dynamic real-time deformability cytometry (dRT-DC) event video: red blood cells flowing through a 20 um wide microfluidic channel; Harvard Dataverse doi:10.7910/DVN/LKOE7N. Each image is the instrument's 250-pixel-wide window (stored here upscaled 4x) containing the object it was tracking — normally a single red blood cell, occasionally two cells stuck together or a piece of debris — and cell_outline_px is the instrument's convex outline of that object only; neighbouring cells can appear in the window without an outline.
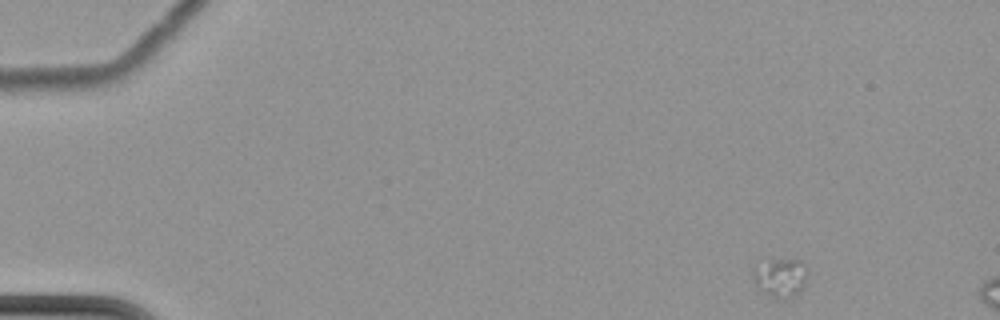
{"species": "common noctule bat (a hibernating species)", "species_latin": "Nyctalus noctula", "temperature_condition": "cold", "stored_images_in_passage": 3, "camera_frame_rate_fps": 3000, "um_per_image_px": 0.085, "animal": {"sex": "female", "body_mass_g": 22.7, "forearm_length_mm": 54.2}, "frame": {"image": 1, "passage_image": 1, "time_ms": 0.0, "image_size_px": [1000, 320], "cell_outline_px": [[808, 272], [804, 284], [800, 292], [784, 300], [768, 296], [756, 284], [752, 272], [752, 268], [756, 260], [800, 260], [804, 264]], "centroid_in_image_um": [66.3, 23.57], "position_along_channel_um": 18.7, "area_um2": 12.6}}